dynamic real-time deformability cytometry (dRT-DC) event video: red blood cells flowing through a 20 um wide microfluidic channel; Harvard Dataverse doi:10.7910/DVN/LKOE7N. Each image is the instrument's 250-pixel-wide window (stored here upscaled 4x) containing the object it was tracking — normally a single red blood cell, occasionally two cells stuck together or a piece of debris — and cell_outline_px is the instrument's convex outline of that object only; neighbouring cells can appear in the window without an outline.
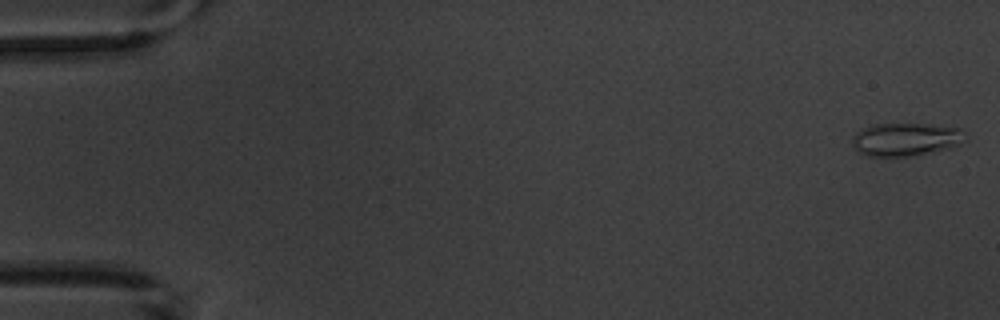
{"species": "common noctule bat (a hibernating species)", "species_latin": "Nyctalus noctula", "temperature_condition": "warm", "stored_images_in_passage": 5, "segment_of_instrument_passage": [1, 2], "camera_frame_rate_fps": 3000, "um_per_image_px": 0.085, "animal": {"sex": "male", "body_mass_g": 20.1, "forearm_length_mm": 53.5}, "frame": {"image": 1, "passage_image": 1, "time_ms": 0.0, "image_size_px": [1000, 320], "cell_outline_px": [[968, 140], [960, 144], [948, 148], [912, 156], [868, 156], [860, 152], [852, 144], [852, 136], [856, 132], [872, 124], [928, 124], [956, 128], [968, 136]], "centroid_in_image_um": [76.99, 11.84], "position_along_channel_um": 8.0, "area_um2": 21.68}}
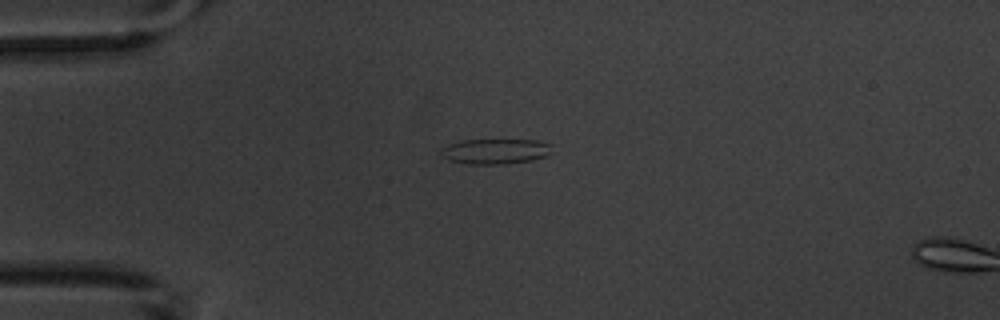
{"frame": {"image": 2, "passage_image": 4, "time_ms": 4.333, "image_size_px": [1000, 320], "cell_outline_px": [[552, 152], [548, 156], [532, 160], [504, 164], [468, 164], [448, 160], [440, 152], [440, 148], [448, 144], [464, 140], [536, 140], [552, 144]], "centroid_in_image_um": [42.13, 12.86], "position_along_channel_um": 42.9, "area_um2": 16.47}}